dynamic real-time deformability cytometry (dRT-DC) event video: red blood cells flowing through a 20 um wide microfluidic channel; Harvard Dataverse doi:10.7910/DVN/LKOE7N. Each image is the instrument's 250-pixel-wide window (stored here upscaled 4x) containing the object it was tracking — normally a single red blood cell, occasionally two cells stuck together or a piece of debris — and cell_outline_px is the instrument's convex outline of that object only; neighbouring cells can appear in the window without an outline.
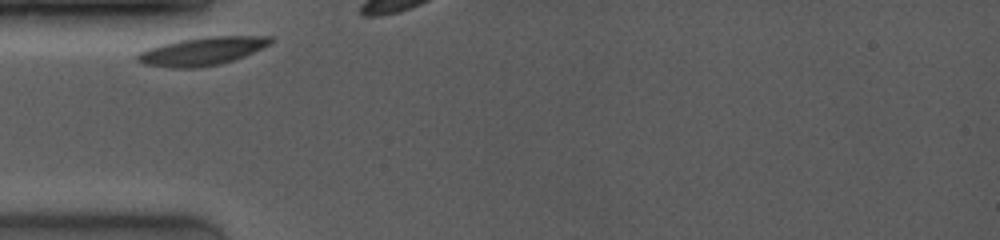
{"species": "common noctule bat (a hibernating species)", "species_latin": "Nyctalus noctula", "temperature_condition": "room temperature", "stored_images_in_passage": 5, "camera_frame_rate_fps": 4000, "um_per_image_px": 0.085, "animal": {"sex": "female", "body_mass_g": 19.0, "forearm_length_mm": 53.3}, "frame": {"image": 1, "passage_image": 1, "time_ms": 0.0, "image_size_px": [1000, 240], "cell_outline_px": [[272, 44], [244, 56], [220, 64], [196, 68], [172, 68], [144, 64], [136, 60], [136, 56], [140, 52], [148, 48], [180, 40], [204, 36], [272, 36]], "centroid_in_image_um": [17.2, 4.35], "position_along_channel_um": 67.8, "area_um2": 21.79}}